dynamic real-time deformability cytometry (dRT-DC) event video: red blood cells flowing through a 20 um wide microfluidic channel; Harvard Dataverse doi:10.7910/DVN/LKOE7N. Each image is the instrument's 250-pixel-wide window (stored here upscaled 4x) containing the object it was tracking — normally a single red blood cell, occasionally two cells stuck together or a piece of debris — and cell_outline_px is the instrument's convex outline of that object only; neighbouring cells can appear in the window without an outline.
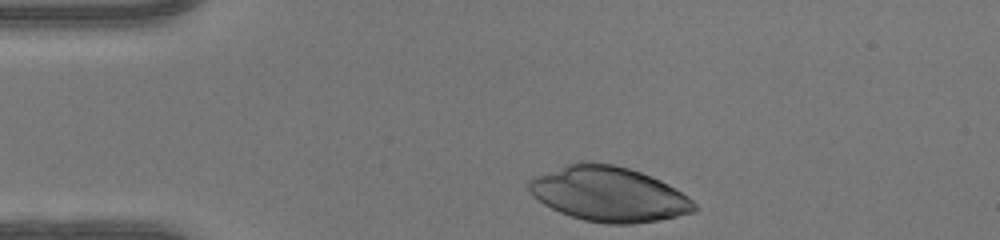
{"species": "human", "species_latin": "Homo sapiens", "temperature_condition": "warm", "stored_images_in_passage": 30, "camera_frame_rate_fps": 3000, "um_per_image_px": 0.085, "donor": {"sex": "female"}, "frame": {"image": 1, "passage_image": 1, "time_ms": 0.0, "image_size_px": [1000, 240], "cell_outline_px": [[700, 208], [696, 212], [660, 220], [632, 224], [608, 224], [584, 220], [560, 212], [544, 204], [528, 188], [528, 180], [536, 176], [568, 164], [580, 160], [612, 164], [628, 168], [652, 176], [668, 184], [688, 196]], "centroid_in_image_um": [51.8, 16.5], "position_along_channel_um": 33.2, "area_um2": 52.77}}
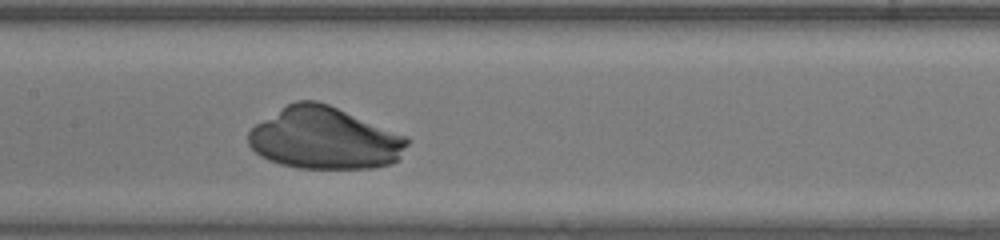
{"frame": {"image": 2, "passage_image": 15, "time_ms": 4.667, "image_size_px": [1000, 240], "cell_outline_px": [[412, 140], [400, 156], [392, 164], [372, 168], [300, 168], [280, 164], [268, 160], [260, 156], [248, 144], [248, 132], [256, 124], [288, 104], [296, 100], [316, 100], [328, 104], [408, 136]], "centroid_in_image_um": [27.61, 11.76], "position_along_channel_um": 179.8, "area_um2": 57.34}}
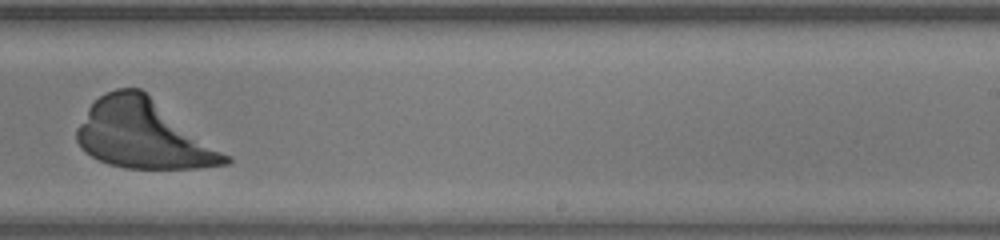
{"frame": {"image": 3, "passage_image": 22, "time_ms": 7.0, "image_size_px": [1000, 240], "cell_outline_px": [[232, 160], [228, 164], [200, 168], [124, 168], [108, 164], [84, 152], [80, 148], [76, 140], [76, 128], [88, 108], [104, 92], [116, 88], [140, 88], [232, 156]], "centroid_in_image_um": [12.2, 11.42], "position_along_channel_um": 276.8, "area_um2": 59.65}}